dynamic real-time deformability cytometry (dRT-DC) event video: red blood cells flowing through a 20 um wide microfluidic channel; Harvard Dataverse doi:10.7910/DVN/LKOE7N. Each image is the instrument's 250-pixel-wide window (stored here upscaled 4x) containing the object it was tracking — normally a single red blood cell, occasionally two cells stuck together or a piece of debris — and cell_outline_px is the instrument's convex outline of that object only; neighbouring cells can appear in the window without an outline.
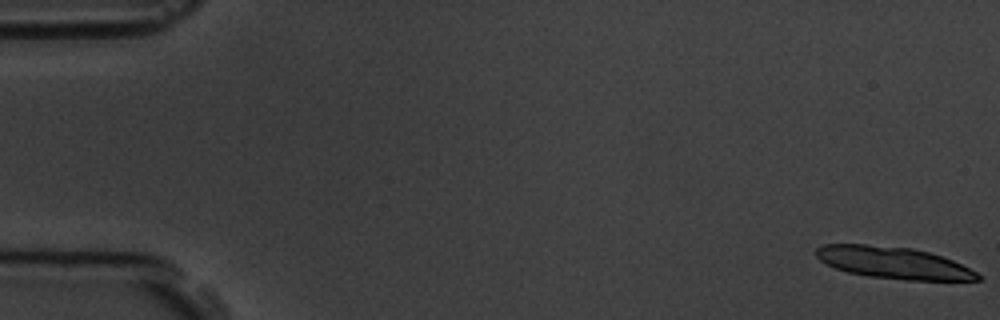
{"species": "common noctule bat (a hibernating species)", "species_latin": "Nyctalus noctula", "temperature_condition": "room temperature", "stored_images_in_passage": 6, "camera_frame_rate_fps": 3000, "um_per_image_px": 0.085, "animal": {"sex": "male", "body_mass_g": 19.5, "forearm_length_mm": 54.6}, "frame": {"image": 1, "passage_image": 1, "time_ms": 0.0, "image_size_px": [1000, 320], "cell_outline_px": [[980, 280], [904, 280], [868, 276], [848, 272], [836, 268], [820, 260], [816, 256], [816, 248], [824, 244], [864, 244], [912, 248], [928, 252], [952, 260], [976, 272], [980, 276]], "centroid_in_image_um": [75.91, 22.33], "position_along_channel_um": 9.1, "area_um2": 29.65}}
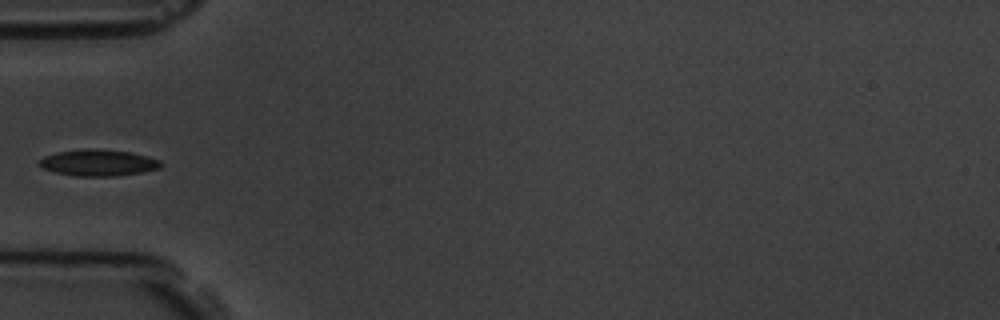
{"frame": {"image": 2, "passage_image": 6, "time_ms": 6.333, "image_size_px": [1000, 320], "cell_outline_px": [[164, 164], [160, 168], [140, 172], [116, 176], [76, 176], [56, 172], [44, 168], [36, 164], [44, 156], [56, 152], [88, 148], [96, 148], [132, 152], [148, 156], [160, 160]], "centroid_in_image_um": [8.37, 13.82], "position_along_channel_um": 76.6, "area_um2": 18.84}}